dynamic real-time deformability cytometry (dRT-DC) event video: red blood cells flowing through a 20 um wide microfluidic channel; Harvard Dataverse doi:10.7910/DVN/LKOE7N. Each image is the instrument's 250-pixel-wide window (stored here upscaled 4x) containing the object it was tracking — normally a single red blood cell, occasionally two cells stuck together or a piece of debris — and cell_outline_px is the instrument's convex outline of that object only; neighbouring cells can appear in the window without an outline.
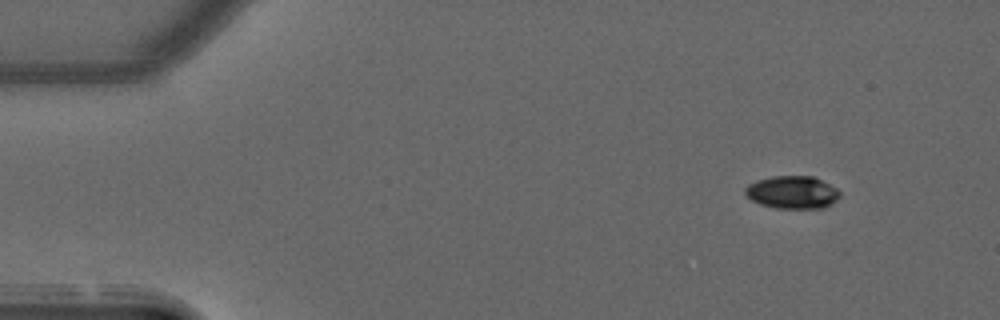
{"species": "common noctule bat (a hibernating species)", "species_latin": "Nyctalus noctula", "temperature_condition": "warm", "stored_images_in_passage": 47, "camera_frame_rate_fps": 3000, "um_per_image_px": 0.085, "animal": {"sex": "male", "forearm_length_mm": 52.5}, "frame": {"image": 1, "passage_image": 1, "time_ms": 0.0, "image_size_px": [1000, 320], "cell_outline_px": [[840, 196], [836, 200], [824, 208], [776, 208], [760, 204], [752, 200], [744, 192], [744, 188], [748, 184], [756, 180], [772, 176], [812, 176], [836, 188], [840, 192]], "centroid_in_image_um": [67.32, 16.34], "position_along_channel_um": 17.7, "area_um2": 17.98}}
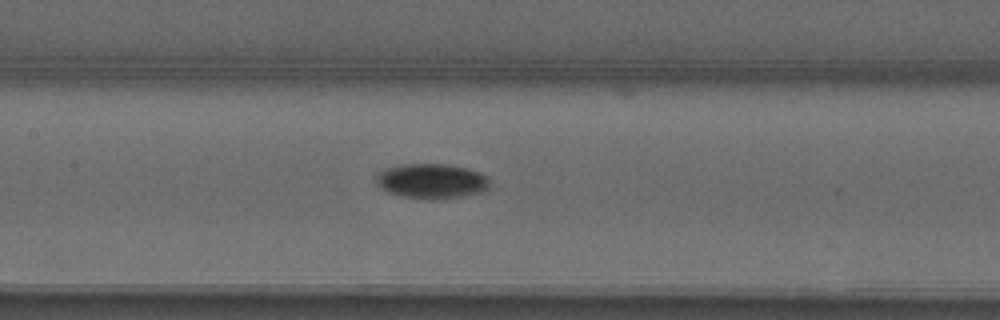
{"frame": {"image": 2, "passage_image": 20, "time_ms": 6.333, "image_size_px": [1000, 320], "cell_outline_px": [[492, 184], [488, 188], [480, 192], [460, 196], [404, 196], [388, 192], [380, 188], [376, 184], [376, 176], [380, 172], [388, 168], [404, 164], [444, 164], [468, 168], [480, 172], [488, 176]], "centroid_in_image_um": [36.72, 15.34], "position_along_channel_um": 170.7, "area_um2": 22.25}}
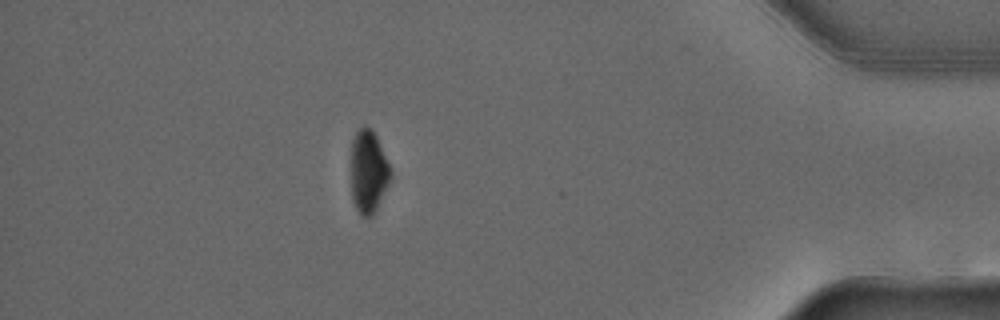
{"frame": {"image": 3, "passage_image": 41, "time_ms": 13.333, "image_size_px": [1000, 320], "cell_outline_px": [[392, 176], [376, 212], [372, 216], [360, 216], [356, 208], [352, 196], [352, 140], [356, 132], [360, 128], [368, 128], [376, 136], [392, 168]], "centroid_in_image_um": [31.35, 14.64], "position_along_channel_um": 403.9, "area_um2": 19.02}, "authors_computed_cell_mechanics": {"area_um2": 20.6924, "velocity_mm_per_s": 4.0002, "shape_relaxation_time_tau1_ms": 4.6058, "shape_relaxation_time_tau2_ms": null, "deformation_change_tau1": 0.1429, "deformation_change_tau2": null}}